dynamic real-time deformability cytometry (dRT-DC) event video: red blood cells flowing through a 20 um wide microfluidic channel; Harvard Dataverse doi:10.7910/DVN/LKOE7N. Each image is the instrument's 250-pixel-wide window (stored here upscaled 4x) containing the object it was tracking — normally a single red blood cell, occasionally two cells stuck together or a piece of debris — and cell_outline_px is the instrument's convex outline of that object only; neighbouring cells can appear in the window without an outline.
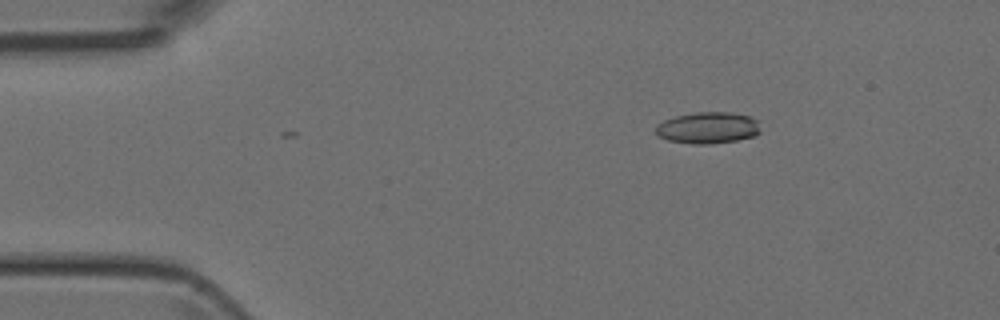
{"species": "Egyptian fruit bat (a non-hibernating species)", "species_latin": "Rousettus aegyptiacus", "temperature_condition": "room temperature", "stored_images_in_passage": 36, "camera_frame_rate_fps": 3000, "um_per_image_px": 0.085, "animal": {"sex": "female"}, "frame": {"image": 1, "passage_image": 1, "time_ms": 0.0, "image_size_px": [1000, 320], "cell_outline_px": [[760, 132], [756, 136], [736, 140], [708, 144], [692, 144], [668, 140], [656, 136], [656, 124], [664, 120], [676, 116], [696, 112], [732, 112], [748, 116], [756, 120]], "centroid_in_image_um": [60.14, 10.86], "position_along_channel_um": 24.9, "area_um2": 19.25}}
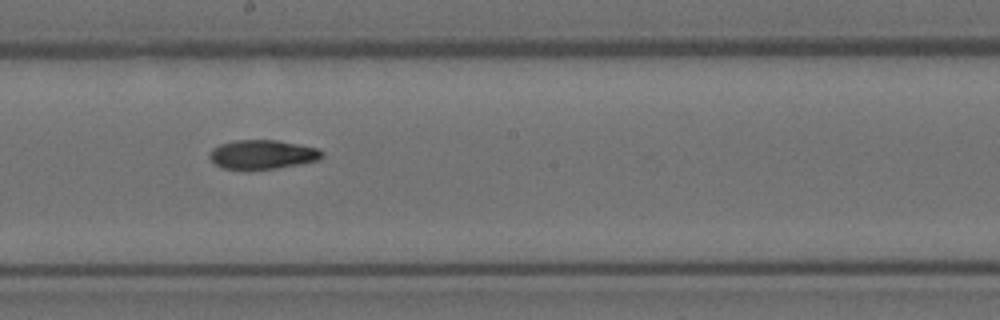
{"frame": {"image": 2, "passage_image": 20, "time_ms": 6.333, "image_size_px": [1000, 320], "cell_outline_px": [[324, 156], [320, 160], [300, 164], [276, 168], [224, 168], [216, 164], [208, 156], [212, 148], [220, 144], [236, 140], [276, 140], [320, 148], [324, 152]], "centroid_in_image_um": [22.37, 13.11], "position_along_channel_um": 225.8, "area_um2": 18.9}}
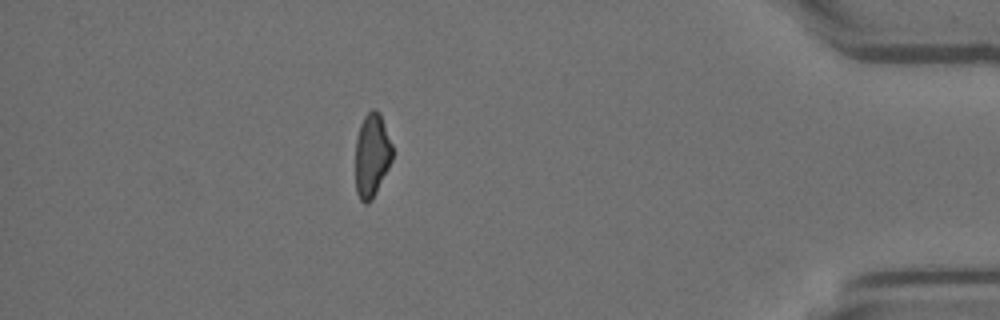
{"frame": {"image": 3, "passage_image": 36, "time_ms": 11.667, "image_size_px": [1000, 320], "cell_outline_px": [[392, 160], [372, 200], [368, 204], [364, 204], [360, 200], [356, 192], [356, 140], [360, 124], [364, 116], [372, 108], [376, 108], [380, 112], [392, 144]], "centroid_in_image_um": [31.61, 13.18], "position_along_channel_um": 403.6, "area_um2": 18.09}}